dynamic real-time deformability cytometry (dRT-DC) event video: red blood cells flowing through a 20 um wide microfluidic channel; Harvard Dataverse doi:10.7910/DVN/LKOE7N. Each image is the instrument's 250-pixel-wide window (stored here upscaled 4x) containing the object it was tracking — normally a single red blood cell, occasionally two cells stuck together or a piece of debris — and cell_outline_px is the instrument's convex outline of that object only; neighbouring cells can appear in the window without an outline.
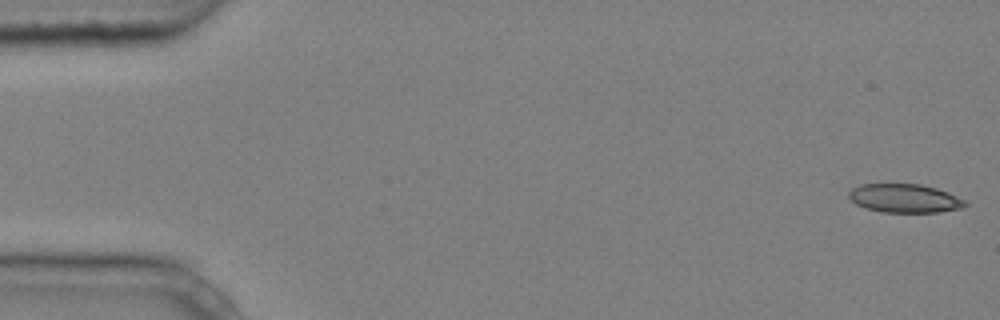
{"species": "common noctule bat (a hibernating species)", "species_latin": "Nyctalus noctula", "temperature_condition": "cold", "stored_images_in_passage": 4, "camera_frame_rate_fps": 3000, "um_per_image_px": 0.085, "animal": {"sex": "male", "body_mass_g": 20.4}, "frame": {"image": 1, "passage_image": 1, "time_ms": 0.0, "image_size_px": [1000, 320], "cell_outline_px": [[968, 204], [960, 208], [936, 212], [880, 212], [864, 208], [856, 204], [848, 196], [848, 192], [852, 188], [860, 184], [920, 184], [936, 188], [948, 192], [964, 200]], "centroid_in_image_um": [76.85, 16.85], "position_along_channel_um": 8.1, "area_um2": 19.36}}
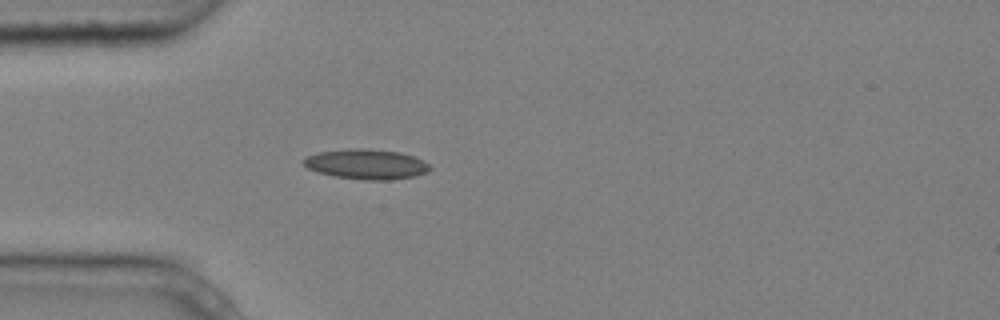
{"frame": {"image": 2, "passage_image": 4, "time_ms": 1.0, "image_size_px": [1000, 320], "cell_outline_px": [[432, 168], [416, 176], [392, 180], [364, 180], [332, 176], [316, 172], [308, 168], [300, 160], [308, 156], [320, 152], [352, 148], [364, 148], [400, 152], [424, 160]], "centroid_in_image_um": [31.13, 13.96], "position_along_channel_um": 53.9, "area_um2": 22.2}}